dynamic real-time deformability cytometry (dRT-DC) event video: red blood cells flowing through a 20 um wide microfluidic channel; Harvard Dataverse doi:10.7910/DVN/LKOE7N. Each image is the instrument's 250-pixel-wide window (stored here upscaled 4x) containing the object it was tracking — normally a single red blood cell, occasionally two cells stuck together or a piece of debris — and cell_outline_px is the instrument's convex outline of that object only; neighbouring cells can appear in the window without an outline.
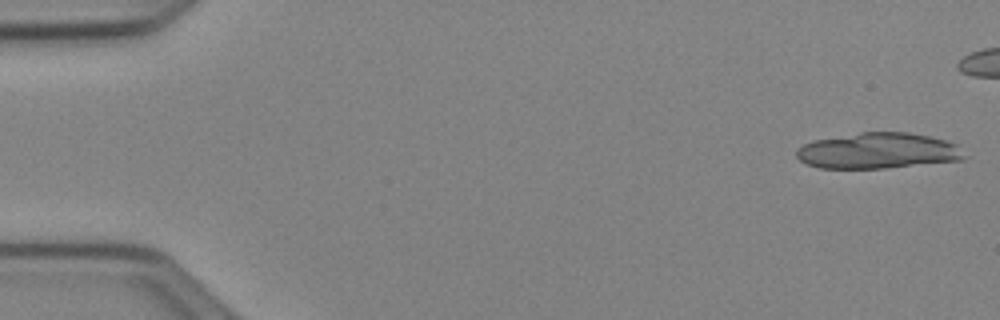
{"species": "Egyptian fruit bat (a non-hibernating species)", "species_latin": "Rousettus aegyptiacus", "temperature_condition": "cold", "stored_images_in_passage": 17, "camera_frame_rate_fps": 3000, "um_per_image_px": 0.085, "animal": {"sex": "female"}, "frame": {"image": 1, "passage_image": 1, "time_ms": 0.0, "image_size_px": [1000, 320], "cell_outline_px": [[968, 156], [964, 160], [884, 168], [820, 168], [808, 164], [800, 160], [796, 156], [796, 148], [804, 144], [816, 140], [860, 132], [908, 132], [928, 136], [944, 140], [956, 144]], "centroid_in_image_um": [74.66, 12.82], "position_along_channel_um": 10.3, "area_um2": 34.97}}